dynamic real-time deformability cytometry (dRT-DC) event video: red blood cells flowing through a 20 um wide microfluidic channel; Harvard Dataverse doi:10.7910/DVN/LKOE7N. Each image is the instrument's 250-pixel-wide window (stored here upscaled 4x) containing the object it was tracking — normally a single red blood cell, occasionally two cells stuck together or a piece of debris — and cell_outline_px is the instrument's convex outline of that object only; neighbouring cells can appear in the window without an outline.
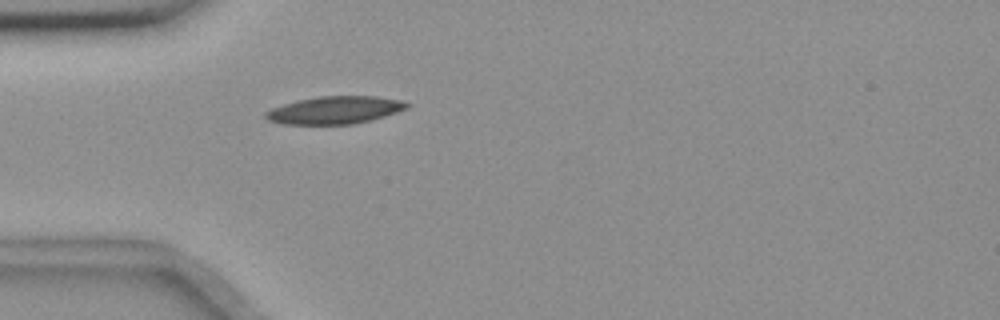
{"species": "common noctule bat (a hibernating species)", "species_latin": "Nyctalus noctula", "temperature_condition": "room temperature", "stored_images_in_passage": 41, "camera_frame_rate_fps": 3000, "um_per_image_px": 0.085, "animal": {"sex": "female", "body_mass_g": 18.4}, "frame": {"image": 1, "passage_image": 2, "time_ms": 0.333, "image_size_px": [1000, 320], "cell_outline_px": [[412, 104], [408, 108], [372, 120], [352, 124], [284, 124], [268, 120], [264, 116], [264, 112], [272, 108], [296, 100], [320, 96], [376, 96], [400, 100]], "centroid_in_image_um": [28.47, 9.35], "position_along_channel_um": 56.5, "area_um2": 22.72}}
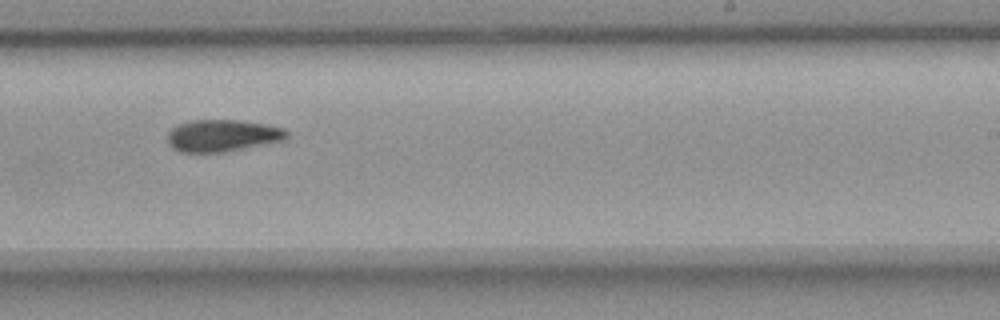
{"frame": {"image": 2, "passage_image": 20, "time_ms": 6.333, "image_size_px": [1000, 320], "cell_outline_px": [[288, 136], [280, 140], [224, 152], [180, 152], [172, 148], [168, 144], [168, 132], [172, 128], [180, 124], [192, 120], [236, 120], [264, 124], [284, 128], [288, 132]], "centroid_in_image_um": [18.85, 11.52], "position_along_channel_um": 270.1, "area_um2": 21.85}}
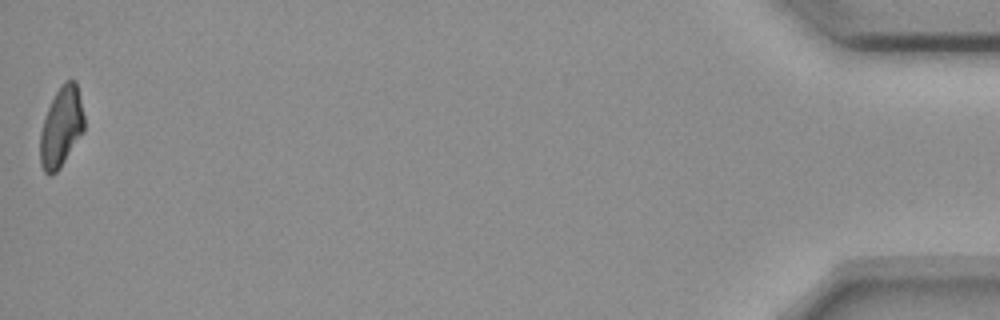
{"frame": {"image": 3, "passage_image": 41, "time_ms": 13.333, "image_size_px": [1000, 320], "cell_outline_px": [[84, 132], [60, 168], [52, 176], [48, 176], [44, 172], [40, 164], [40, 132], [48, 108], [60, 84], [64, 80], [76, 80], [84, 116]], "centroid_in_image_um": [5.21, 10.82], "position_along_channel_um": 430.0, "area_um2": 20.69}, "authors_computed_cell_mechanics": {"area_um2": 21.964, "velocity_mm_per_s": 3.6457, "shape_relaxation_time_tau1_ms": 8.7012, "shape_relaxation_time_tau2_ms": null, "deformation_change_tau1": 0.1791, "deformation_change_tau2": null}}